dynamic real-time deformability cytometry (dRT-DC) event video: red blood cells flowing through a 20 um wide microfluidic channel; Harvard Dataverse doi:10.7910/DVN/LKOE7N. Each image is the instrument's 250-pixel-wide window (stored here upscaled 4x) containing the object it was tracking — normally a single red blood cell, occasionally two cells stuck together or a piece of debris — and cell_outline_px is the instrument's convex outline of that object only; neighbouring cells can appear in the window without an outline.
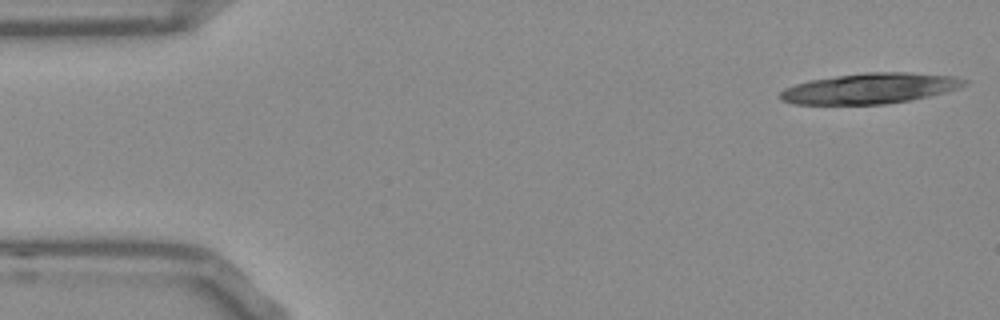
{"species": "Egyptian fruit bat (a non-hibernating species)", "species_latin": "Rousettus aegyptiacus", "temperature_condition": "room temperature", "stored_images_in_passage": 15, "camera_frame_rate_fps": 3000, "um_per_image_px": 0.085, "frame": {"image": 1, "passage_image": 1, "time_ms": 0.0, "image_size_px": [1000, 320], "cell_outline_px": [[968, 84], [944, 92], [928, 96], [908, 100], [884, 104], [796, 104], [780, 100], [780, 92], [784, 88], [796, 84], [812, 80], [836, 76], [864, 72], [908, 72], [956, 76], [968, 80]], "centroid_in_image_um": [73.96, 7.5], "position_along_channel_um": 11.0, "area_um2": 32.54}}
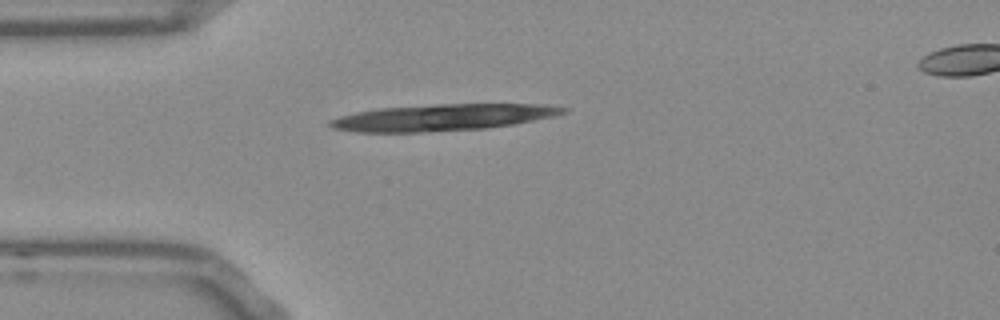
{"frame": {"image": 2, "passage_image": 12, "time_ms": 3.667, "image_size_px": [1000, 320], "cell_outline_px": [[568, 112], [552, 116], [516, 124], [488, 128], [420, 132], [356, 132], [332, 128], [328, 124], [328, 120], [356, 112], [380, 108], [436, 104], [548, 104], [568, 108]], "centroid_in_image_um": [37.65, 9.98], "position_along_channel_um": 47.3, "area_um2": 36.07}}